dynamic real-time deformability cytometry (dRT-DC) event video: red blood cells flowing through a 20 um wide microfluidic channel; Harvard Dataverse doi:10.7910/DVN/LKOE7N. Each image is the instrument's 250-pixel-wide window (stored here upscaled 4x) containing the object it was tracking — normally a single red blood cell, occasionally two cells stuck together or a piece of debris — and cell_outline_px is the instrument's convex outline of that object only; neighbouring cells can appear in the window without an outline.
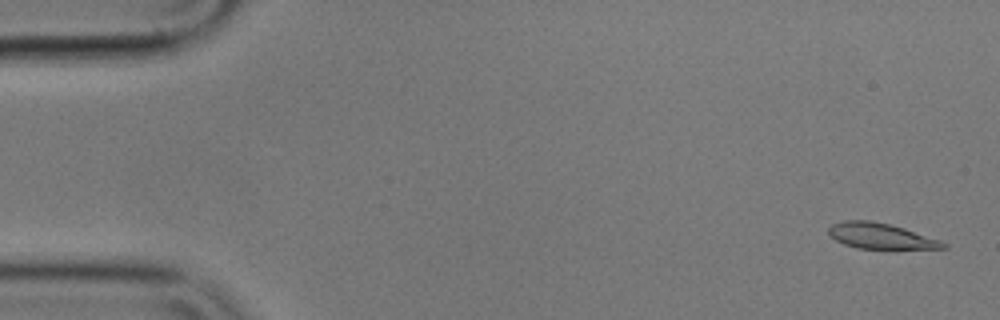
{"species": "common noctule bat (a hibernating species)", "species_latin": "Nyctalus noctula", "temperature_condition": "cold", "stored_images_in_passage": 55, "camera_frame_rate_fps": 3000, "um_per_image_px": 0.085, "animal": {"sex": "male", "body_mass_g": 17.9}, "frame": {"image": 1, "passage_image": 2, "time_ms": 0.333, "image_size_px": [1000, 320], "cell_outline_px": [[948, 248], [856, 248], [844, 244], [836, 240], [828, 232], [828, 228], [832, 224], [844, 220], [868, 220], [888, 224], [904, 228], [940, 240], [948, 244]], "centroid_in_image_um": [74.84, 20.05], "position_along_channel_um": 10.2, "area_um2": 16.82}}
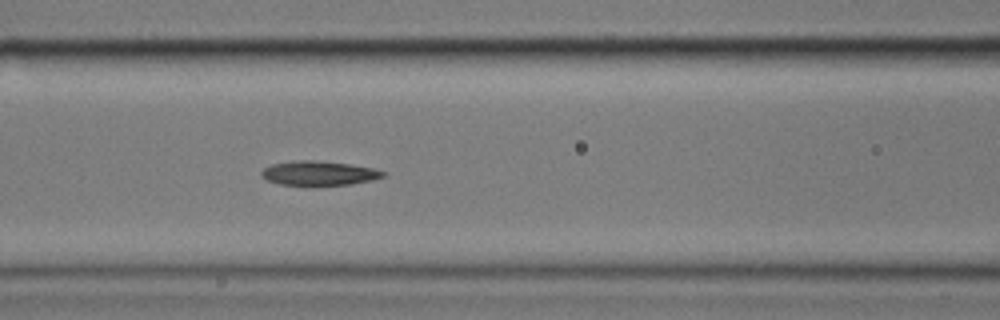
{"frame": {"image": 2, "passage_image": 23, "time_ms": 7.333, "image_size_px": [1000, 320], "cell_outline_px": [[388, 172], [384, 176], [372, 180], [352, 184], [308, 188], [280, 184], [268, 180], [260, 176], [260, 172], [264, 168], [272, 164], [300, 160], [312, 160], [348, 164], [372, 168]], "centroid_in_image_um": [27.09, 14.77], "position_along_channel_um": 139.5, "area_um2": 17.86}}
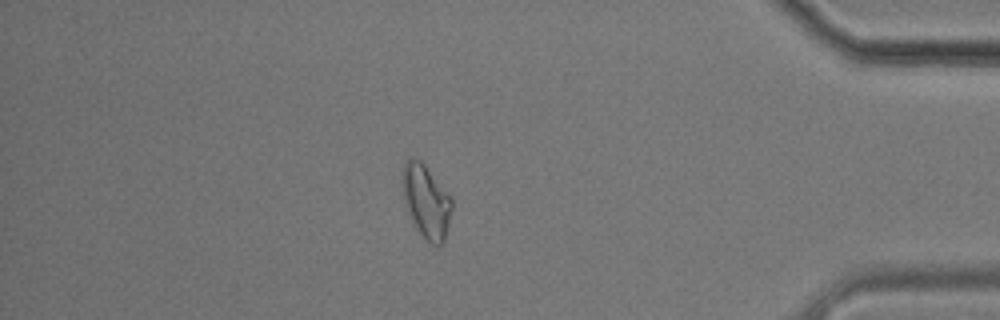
{"frame": {"image": 3, "passage_image": 48, "time_ms": 15.667, "image_size_px": [1000, 320], "cell_outline_px": [[452, 208], [444, 244], [436, 248], [424, 240], [420, 236], [412, 224], [404, 204], [400, 184], [400, 180], [404, 160], [412, 156], [416, 156], [424, 164], [452, 196]], "centroid_in_image_um": [36.19, 17.13], "position_along_channel_um": 399.0, "area_um2": 22.37}}